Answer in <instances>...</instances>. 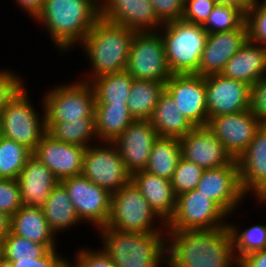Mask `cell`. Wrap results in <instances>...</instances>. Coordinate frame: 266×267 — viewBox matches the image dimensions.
I'll list each match as a JSON object with an SVG mask.
<instances>
[{"label":"cell","mask_w":266,"mask_h":267,"mask_svg":"<svg viewBox=\"0 0 266 267\" xmlns=\"http://www.w3.org/2000/svg\"><path fill=\"white\" fill-rule=\"evenodd\" d=\"M167 267H238L229 226L167 230Z\"/></svg>","instance_id":"1"},{"label":"cell","mask_w":266,"mask_h":267,"mask_svg":"<svg viewBox=\"0 0 266 267\" xmlns=\"http://www.w3.org/2000/svg\"><path fill=\"white\" fill-rule=\"evenodd\" d=\"M99 18L97 0H45L33 21L43 26L54 49L63 54L79 45Z\"/></svg>","instance_id":"2"},{"label":"cell","mask_w":266,"mask_h":267,"mask_svg":"<svg viewBox=\"0 0 266 267\" xmlns=\"http://www.w3.org/2000/svg\"><path fill=\"white\" fill-rule=\"evenodd\" d=\"M135 32L99 18L83 41L77 45L79 49H83L90 63V71L86 70L89 73L84 72L81 80L90 82L104 74L125 71Z\"/></svg>","instance_id":"3"},{"label":"cell","mask_w":266,"mask_h":267,"mask_svg":"<svg viewBox=\"0 0 266 267\" xmlns=\"http://www.w3.org/2000/svg\"><path fill=\"white\" fill-rule=\"evenodd\" d=\"M96 231L102 251L116 267H166V231L121 232L106 226Z\"/></svg>","instance_id":"4"},{"label":"cell","mask_w":266,"mask_h":267,"mask_svg":"<svg viewBox=\"0 0 266 267\" xmlns=\"http://www.w3.org/2000/svg\"><path fill=\"white\" fill-rule=\"evenodd\" d=\"M161 33L172 74H197L208 33L202 25L175 20L163 23Z\"/></svg>","instance_id":"5"},{"label":"cell","mask_w":266,"mask_h":267,"mask_svg":"<svg viewBox=\"0 0 266 267\" xmlns=\"http://www.w3.org/2000/svg\"><path fill=\"white\" fill-rule=\"evenodd\" d=\"M106 227L135 233L167 231L166 223L152 209L132 181L112 193L110 216Z\"/></svg>","instance_id":"6"},{"label":"cell","mask_w":266,"mask_h":267,"mask_svg":"<svg viewBox=\"0 0 266 267\" xmlns=\"http://www.w3.org/2000/svg\"><path fill=\"white\" fill-rule=\"evenodd\" d=\"M27 85L8 102L0 113V136L25 145L32 152L47 132L45 110L39 112L29 96ZM28 90V91H27Z\"/></svg>","instance_id":"7"},{"label":"cell","mask_w":266,"mask_h":267,"mask_svg":"<svg viewBox=\"0 0 266 267\" xmlns=\"http://www.w3.org/2000/svg\"><path fill=\"white\" fill-rule=\"evenodd\" d=\"M43 94L45 122L95 120V94L89 82L83 80L61 83Z\"/></svg>","instance_id":"8"},{"label":"cell","mask_w":266,"mask_h":267,"mask_svg":"<svg viewBox=\"0 0 266 267\" xmlns=\"http://www.w3.org/2000/svg\"><path fill=\"white\" fill-rule=\"evenodd\" d=\"M126 71L134 79L166 83L172 76L159 31L135 32Z\"/></svg>","instance_id":"9"},{"label":"cell","mask_w":266,"mask_h":267,"mask_svg":"<svg viewBox=\"0 0 266 267\" xmlns=\"http://www.w3.org/2000/svg\"><path fill=\"white\" fill-rule=\"evenodd\" d=\"M81 174L111 194L131 181V174L112 142H98L86 148Z\"/></svg>","instance_id":"10"},{"label":"cell","mask_w":266,"mask_h":267,"mask_svg":"<svg viewBox=\"0 0 266 267\" xmlns=\"http://www.w3.org/2000/svg\"><path fill=\"white\" fill-rule=\"evenodd\" d=\"M228 216L196 189L177 196L167 230H207L228 225Z\"/></svg>","instance_id":"11"},{"label":"cell","mask_w":266,"mask_h":267,"mask_svg":"<svg viewBox=\"0 0 266 267\" xmlns=\"http://www.w3.org/2000/svg\"><path fill=\"white\" fill-rule=\"evenodd\" d=\"M196 190L212 200L228 219L236 215L247 198L240 184L237 159L223 167L204 169Z\"/></svg>","instance_id":"12"},{"label":"cell","mask_w":266,"mask_h":267,"mask_svg":"<svg viewBox=\"0 0 266 267\" xmlns=\"http://www.w3.org/2000/svg\"><path fill=\"white\" fill-rule=\"evenodd\" d=\"M65 187L76 213L83 223L98 228L107 225L112 194L92 183L82 174L60 181Z\"/></svg>","instance_id":"13"},{"label":"cell","mask_w":266,"mask_h":267,"mask_svg":"<svg viewBox=\"0 0 266 267\" xmlns=\"http://www.w3.org/2000/svg\"><path fill=\"white\" fill-rule=\"evenodd\" d=\"M262 123L251 109L210 117L206 127L219 139L233 159H238Z\"/></svg>","instance_id":"14"},{"label":"cell","mask_w":266,"mask_h":267,"mask_svg":"<svg viewBox=\"0 0 266 267\" xmlns=\"http://www.w3.org/2000/svg\"><path fill=\"white\" fill-rule=\"evenodd\" d=\"M208 118L250 109L251 86L221 74L204 76Z\"/></svg>","instance_id":"15"},{"label":"cell","mask_w":266,"mask_h":267,"mask_svg":"<svg viewBox=\"0 0 266 267\" xmlns=\"http://www.w3.org/2000/svg\"><path fill=\"white\" fill-rule=\"evenodd\" d=\"M165 89L173 97L179 112L195 127L206 126L208 112L204 76L197 74H172Z\"/></svg>","instance_id":"16"},{"label":"cell","mask_w":266,"mask_h":267,"mask_svg":"<svg viewBox=\"0 0 266 267\" xmlns=\"http://www.w3.org/2000/svg\"><path fill=\"white\" fill-rule=\"evenodd\" d=\"M237 162L243 192L256 202L263 201L266 198V124L257 130Z\"/></svg>","instance_id":"17"},{"label":"cell","mask_w":266,"mask_h":267,"mask_svg":"<svg viewBox=\"0 0 266 267\" xmlns=\"http://www.w3.org/2000/svg\"><path fill=\"white\" fill-rule=\"evenodd\" d=\"M158 138L149 120H134L112 143L132 175L146 169L151 149Z\"/></svg>","instance_id":"18"},{"label":"cell","mask_w":266,"mask_h":267,"mask_svg":"<svg viewBox=\"0 0 266 267\" xmlns=\"http://www.w3.org/2000/svg\"><path fill=\"white\" fill-rule=\"evenodd\" d=\"M100 18L136 32L158 31L163 25L150 0H102Z\"/></svg>","instance_id":"19"},{"label":"cell","mask_w":266,"mask_h":267,"mask_svg":"<svg viewBox=\"0 0 266 267\" xmlns=\"http://www.w3.org/2000/svg\"><path fill=\"white\" fill-rule=\"evenodd\" d=\"M179 142L182 157L203 169L223 167L234 160L206 126L194 127Z\"/></svg>","instance_id":"20"},{"label":"cell","mask_w":266,"mask_h":267,"mask_svg":"<svg viewBox=\"0 0 266 267\" xmlns=\"http://www.w3.org/2000/svg\"><path fill=\"white\" fill-rule=\"evenodd\" d=\"M85 151V147L64 143L46 132L32 154L62 181L82 173Z\"/></svg>","instance_id":"21"},{"label":"cell","mask_w":266,"mask_h":267,"mask_svg":"<svg viewBox=\"0 0 266 267\" xmlns=\"http://www.w3.org/2000/svg\"><path fill=\"white\" fill-rule=\"evenodd\" d=\"M247 40L248 28L246 22L237 29L208 34L198 68V75L220 74L226 63Z\"/></svg>","instance_id":"22"},{"label":"cell","mask_w":266,"mask_h":267,"mask_svg":"<svg viewBox=\"0 0 266 267\" xmlns=\"http://www.w3.org/2000/svg\"><path fill=\"white\" fill-rule=\"evenodd\" d=\"M23 205L42 208L60 182L54 173L33 154L17 178Z\"/></svg>","instance_id":"23"},{"label":"cell","mask_w":266,"mask_h":267,"mask_svg":"<svg viewBox=\"0 0 266 267\" xmlns=\"http://www.w3.org/2000/svg\"><path fill=\"white\" fill-rule=\"evenodd\" d=\"M220 74L229 79L243 81L252 87L266 76V47L247 40Z\"/></svg>","instance_id":"24"},{"label":"cell","mask_w":266,"mask_h":267,"mask_svg":"<svg viewBox=\"0 0 266 267\" xmlns=\"http://www.w3.org/2000/svg\"><path fill=\"white\" fill-rule=\"evenodd\" d=\"M131 181L141 191L157 215L167 224L176 210L177 196L173 192L171 181L146 170L132 174Z\"/></svg>","instance_id":"25"},{"label":"cell","mask_w":266,"mask_h":267,"mask_svg":"<svg viewBox=\"0 0 266 267\" xmlns=\"http://www.w3.org/2000/svg\"><path fill=\"white\" fill-rule=\"evenodd\" d=\"M10 231L30 241L56 249L57 238L50 229L42 208L22 205L10 217Z\"/></svg>","instance_id":"26"},{"label":"cell","mask_w":266,"mask_h":267,"mask_svg":"<svg viewBox=\"0 0 266 267\" xmlns=\"http://www.w3.org/2000/svg\"><path fill=\"white\" fill-rule=\"evenodd\" d=\"M159 137L182 138L195 126L182 114L170 93L164 89L148 119Z\"/></svg>","instance_id":"27"},{"label":"cell","mask_w":266,"mask_h":267,"mask_svg":"<svg viewBox=\"0 0 266 267\" xmlns=\"http://www.w3.org/2000/svg\"><path fill=\"white\" fill-rule=\"evenodd\" d=\"M42 210L50 229L56 236L58 233L69 231L71 227L75 228L73 227L75 225L77 227L82 224L65 187L60 182L51 191Z\"/></svg>","instance_id":"28"},{"label":"cell","mask_w":266,"mask_h":267,"mask_svg":"<svg viewBox=\"0 0 266 267\" xmlns=\"http://www.w3.org/2000/svg\"><path fill=\"white\" fill-rule=\"evenodd\" d=\"M134 78L125 70L99 76L91 84L96 105H127Z\"/></svg>","instance_id":"29"},{"label":"cell","mask_w":266,"mask_h":267,"mask_svg":"<svg viewBox=\"0 0 266 267\" xmlns=\"http://www.w3.org/2000/svg\"><path fill=\"white\" fill-rule=\"evenodd\" d=\"M94 119L99 142H113L134 121L127 105H95Z\"/></svg>","instance_id":"30"},{"label":"cell","mask_w":266,"mask_h":267,"mask_svg":"<svg viewBox=\"0 0 266 267\" xmlns=\"http://www.w3.org/2000/svg\"><path fill=\"white\" fill-rule=\"evenodd\" d=\"M165 83L144 79H134L127 106L134 120H148L156 108Z\"/></svg>","instance_id":"31"},{"label":"cell","mask_w":266,"mask_h":267,"mask_svg":"<svg viewBox=\"0 0 266 267\" xmlns=\"http://www.w3.org/2000/svg\"><path fill=\"white\" fill-rule=\"evenodd\" d=\"M181 157L179 138L159 137L153 144L145 170L171 180Z\"/></svg>","instance_id":"32"},{"label":"cell","mask_w":266,"mask_h":267,"mask_svg":"<svg viewBox=\"0 0 266 267\" xmlns=\"http://www.w3.org/2000/svg\"><path fill=\"white\" fill-rule=\"evenodd\" d=\"M46 130L54 139L85 148L99 142L95 120L46 122Z\"/></svg>","instance_id":"33"},{"label":"cell","mask_w":266,"mask_h":267,"mask_svg":"<svg viewBox=\"0 0 266 267\" xmlns=\"http://www.w3.org/2000/svg\"><path fill=\"white\" fill-rule=\"evenodd\" d=\"M231 230L234 255L237 261L249 253L266 248V225L255 224L243 228L238 223L228 222Z\"/></svg>","instance_id":"34"},{"label":"cell","mask_w":266,"mask_h":267,"mask_svg":"<svg viewBox=\"0 0 266 267\" xmlns=\"http://www.w3.org/2000/svg\"><path fill=\"white\" fill-rule=\"evenodd\" d=\"M31 155L25 145L0 136V178L17 180Z\"/></svg>","instance_id":"35"},{"label":"cell","mask_w":266,"mask_h":267,"mask_svg":"<svg viewBox=\"0 0 266 267\" xmlns=\"http://www.w3.org/2000/svg\"><path fill=\"white\" fill-rule=\"evenodd\" d=\"M48 250L45 245L30 241L9 231L2 239L1 261L40 258Z\"/></svg>","instance_id":"36"},{"label":"cell","mask_w":266,"mask_h":267,"mask_svg":"<svg viewBox=\"0 0 266 267\" xmlns=\"http://www.w3.org/2000/svg\"><path fill=\"white\" fill-rule=\"evenodd\" d=\"M246 22V12L241 7L217 5L202 25L208 34L230 31Z\"/></svg>","instance_id":"37"},{"label":"cell","mask_w":266,"mask_h":267,"mask_svg":"<svg viewBox=\"0 0 266 267\" xmlns=\"http://www.w3.org/2000/svg\"><path fill=\"white\" fill-rule=\"evenodd\" d=\"M204 169L194 162L181 157L171 178V185L176 196L196 189Z\"/></svg>","instance_id":"38"},{"label":"cell","mask_w":266,"mask_h":267,"mask_svg":"<svg viewBox=\"0 0 266 267\" xmlns=\"http://www.w3.org/2000/svg\"><path fill=\"white\" fill-rule=\"evenodd\" d=\"M261 1L255 0L246 10V25L248 40L266 47V0Z\"/></svg>","instance_id":"39"},{"label":"cell","mask_w":266,"mask_h":267,"mask_svg":"<svg viewBox=\"0 0 266 267\" xmlns=\"http://www.w3.org/2000/svg\"><path fill=\"white\" fill-rule=\"evenodd\" d=\"M22 205L18 181L0 178V211L11 217Z\"/></svg>","instance_id":"40"},{"label":"cell","mask_w":266,"mask_h":267,"mask_svg":"<svg viewBox=\"0 0 266 267\" xmlns=\"http://www.w3.org/2000/svg\"><path fill=\"white\" fill-rule=\"evenodd\" d=\"M56 249H49L40 258L20 259L18 261H0L7 267H68V258L59 254Z\"/></svg>","instance_id":"41"},{"label":"cell","mask_w":266,"mask_h":267,"mask_svg":"<svg viewBox=\"0 0 266 267\" xmlns=\"http://www.w3.org/2000/svg\"><path fill=\"white\" fill-rule=\"evenodd\" d=\"M91 247H82L74 254L72 261L68 262V267H111L112 260L100 247L90 249ZM74 262V263H73Z\"/></svg>","instance_id":"42"},{"label":"cell","mask_w":266,"mask_h":267,"mask_svg":"<svg viewBox=\"0 0 266 267\" xmlns=\"http://www.w3.org/2000/svg\"><path fill=\"white\" fill-rule=\"evenodd\" d=\"M26 80L18 73L9 69L0 70V113L8 102L26 85Z\"/></svg>","instance_id":"43"},{"label":"cell","mask_w":266,"mask_h":267,"mask_svg":"<svg viewBox=\"0 0 266 267\" xmlns=\"http://www.w3.org/2000/svg\"><path fill=\"white\" fill-rule=\"evenodd\" d=\"M216 6L214 0H185L182 20L203 25Z\"/></svg>","instance_id":"44"},{"label":"cell","mask_w":266,"mask_h":267,"mask_svg":"<svg viewBox=\"0 0 266 267\" xmlns=\"http://www.w3.org/2000/svg\"><path fill=\"white\" fill-rule=\"evenodd\" d=\"M150 2L157 18L162 23L182 18L185 0H150Z\"/></svg>","instance_id":"45"},{"label":"cell","mask_w":266,"mask_h":267,"mask_svg":"<svg viewBox=\"0 0 266 267\" xmlns=\"http://www.w3.org/2000/svg\"><path fill=\"white\" fill-rule=\"evenodd\" d=\"M250 109L266 124V76L251 87Z\"/></svg>","instance_id":"46"},{"label":"cell","mask_w":266,"mask_h":267,"mask_svg":"<svg viewBox=\"0 0 266 267\" xmlns=\"http://www.w3.org/2000/svg\"><path fill=\"white\" fill-rule=\"evenodd\" d=\"M238 267H266V248L242 257L238 261Z\"/></svg>","instance_id":"47"},{"label":"cell","mask_w":266,"mask_h":267,"mask_svg":"<svg viewBox=\"0 0 266 267\" xmlns=\"http://www.w3.org/2000/svg\"><path fill=\"white\" fill-rule=\"evenodd\" d=\"M45 0H15L21 11L25 12L32 20L41 11Z\"/></svg>","instance_id":"48"},{"label":"cell","mask_w":266,"mask_h":267,"mask_svg":"<svg viewBox=\"0 0 266 267\" xmlns=\"http://www.w3.org/2000/svg\"><path fill=\"white\" fill-rule=\"evenodd\" d=\"M255 0H214L217 5H230L241 7L245 12L254 3Z\"/></svg>","instance_id":"49"},{"label":"cell","mask_w":266,"mask_h":267,"mask_svg":"<svg viewBox=\"0 0 266 267\" xmlns=\"http://www.w3.org/2000/svg\"><path fill=\"white\" fill-rule=\"evenodd\" d=\"M10 231V217L4 212L0 211V240Z\"/></svg>","instance_id":"50"},{"label":"cell","mask_w":266,"mask_h":267,"mask_svg":"<svg viewBox=\"0 0 266 267\" xmlns=\"http://www.w3.org/2000/svg\"><path fill=\"white\" fill-rule=\"evenodd\" d=\"M257 203H259V204H257V205H260V204H264V206L266 205V198L263 200V201H257Z\"/></svg>","instance_id":"51"},{"label":"cell","mask_w":266,"mask_h":267,"mask_svg":"<svg viewBox=\"0 0 266 267\" xmlns=\"http://www.w3.org/2000/svg\"><path fill=\"white\" fill-rule=\"evenodd\" d=\"M1 246H2V241L0 240V261H1Z\"/></svg>","instance_id":"52"},{"label":"cell","mask_w":266,"mask_h":267,"mask_svg":"<svg viewBox=\"0 0 266 267\" xmlns=\"http://www.w3.org/2000/svg\"><path fill=\"white\" fill-rule=\"evenodd\" d=\"M0 267H7V266H5V265H3V264L0 263Z\"/></svg>","instance_id":"53"}]
</instances>
